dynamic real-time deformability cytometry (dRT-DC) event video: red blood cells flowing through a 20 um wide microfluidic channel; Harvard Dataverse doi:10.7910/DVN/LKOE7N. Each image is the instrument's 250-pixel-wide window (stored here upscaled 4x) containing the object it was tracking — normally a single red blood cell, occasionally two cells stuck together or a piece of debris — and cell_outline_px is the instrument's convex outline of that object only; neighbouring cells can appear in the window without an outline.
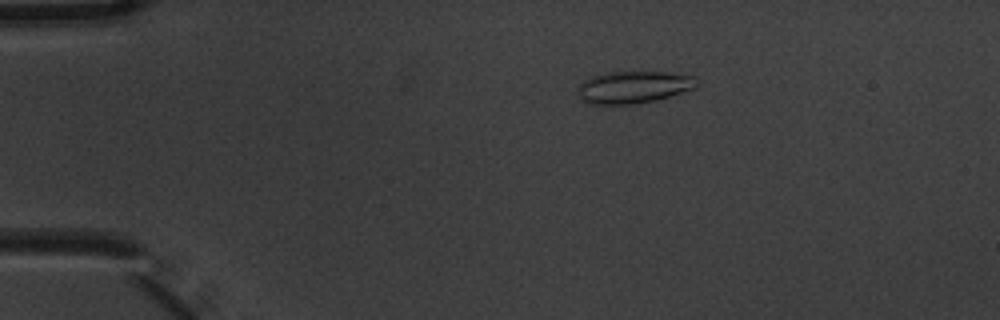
{"species": "common noctule bat (a hibernating species)", "species_latin": "Nyctalus noctula", "temperature_condition": "warm", "stored_images_in_passage": 7, "camera_frame_rate_fps": 3000, "um_per_image_px": 0.085, "animal": {"sex": "male", "body_mass_g": 20.1, "forearm_length_mm": 53.5}, "frame": {"image": 1, "passage_image": 1, "time_ms": 0.0, "image_size_px": [1000, 320], "cell_outline_px": [[696, 88], [656, 100], [632, 104], [588, 104], [580, 100], [580, 84], [584, 80], [592, 76], [612, 72], [664, 72], [696, 76]], "centroid_in_image_um": [53.86, 7.41], "position_along_channel_um": 31.1, "area_um2": 22.08}}
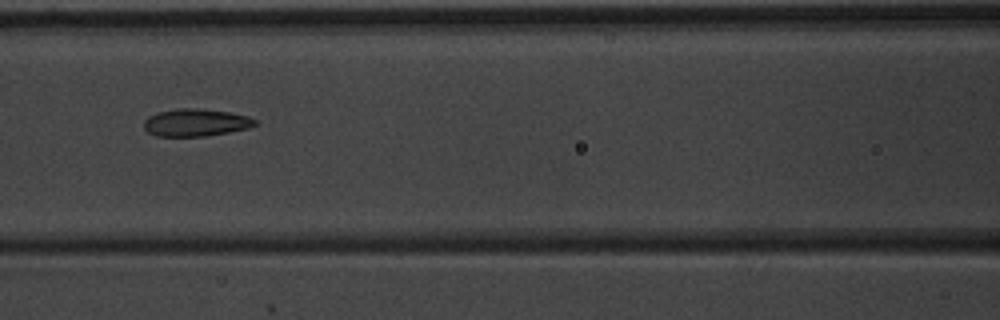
{"frame": {"image": 2, "passage_image": 5, "time_ms": 1.333, "image_size_px": [1000, 320], "cell_outline_px": [[256, 124], [248, 128], [228, 132], [204, 136], [156, 136], [148, 132], [144, 128], [144, 120], [148, 116], [156, 112], [176, 108], [196, 108], [228, 112], [248, 116], [256, 120]], "centroid_in_image_um": [16.59, 10.41], "position_along_channel_um": 150.0, "area_um2": 17.74}}
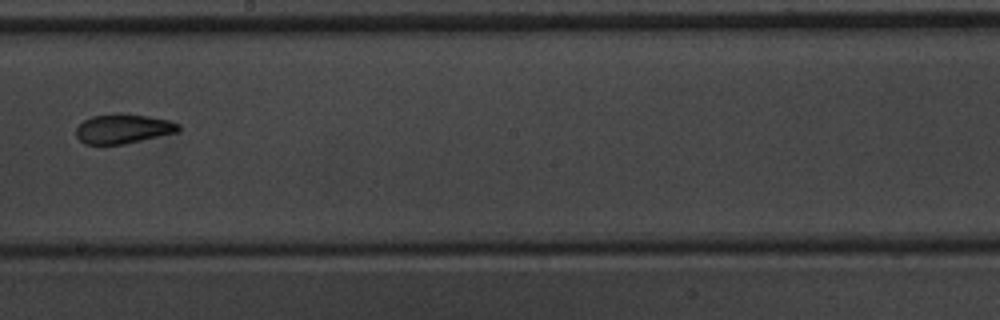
{"frame": {"image": 3, "passage_image": 7, "time_ms": 2.0, "image_size_px": [1000, 320], "cell_outline_px": [[180, 132], [124, 144], [84, 144], [76, 136], [76, 128], [84, 120], [92, 116], [116, 112], [120, 112], [148, 116], [168, 120], [180, 124]], "centroid_in_image_um": [10.48, 10.93], "position_along_channel_um": 237.7, "area_um2": 17.86}}